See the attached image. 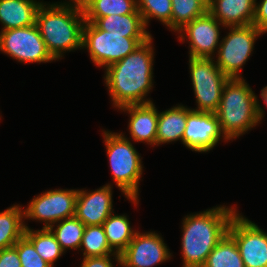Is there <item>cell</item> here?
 Returning <instances> with one entry per match:
<instances>
[{
  "mask_svg": "<svg viewBox=\"0 0 267 267\" xmlns=\"http://www.w3.org/2000/svg\"><path fill=\"white\" fill-rule=\"evenodd\" d=\"M229 28L231 31L217 48L216 64L229 78H241L239 70L252 54L256 37L263 32L252 24Z\"/></svg>",
  "mask_w": 267,
  "mask_h": 267,
  "instance_id": "8",
  "label": "cell"
},
{
  "mask_svg": "<svg viewBox=\"0 0 267 267\" xmlns=\"http://www.w3.org/2000/svg\"><path fill=\"white\" fill-rule=\"evenodd\" d=\"M57 228L53 232V228H49L55 235L56 240L60 244L63 251L66 248L78 249L84 234L85 225L76 217L65 218L58 222Z\"/></svg>",
  "mask_w": 267,
  "mask_h": 267,
  "instance_id": "28",
  "label": "cell"
},
{
  "mask_svg": "<svg viewBox=\"0 0 267 267\" xmlns=\"http://www.w3.org/2000/svg\"><path fill=\"white\" fill-rule=\"evenodd\" d=\"M0 267H21L20 258L14 246L0 251Z\"/></svg>",
  "mask_w": 267,
  "mask_h": 267,
  "instance_id": "32",
  "label": "cell"
},
{
  "mask_svg": "<svg viewBox=\"0 0 267 267\" xmlns=\"http://www.w3.org/2000/svg\"><path fill=\"white\" fill-rule=\"evenodd\" d=\"M136 4L146 27L150 18H157L171 28V0H136Z\"/></svg>",
  "mask_w": 267,
  "mask_h": 267,
  "instance_id": "29",
  "label": "cell"
},
{
  "mask_svg": "<svg viewBox=\"0 0 267 267\" xmlns=\"http://www.w3.org/2000/svg\"><path fill=\"white\" fill-rule=\"evenodd\" d=\"M171 31H179L187 23L208 11V0H171Z\"/></svg>",
  "mask_w": 267,
  "mask_h": 267,
  "instance_id": "26",
  "label": "cell"
},
{
  "mask_svg": "<svg viewBox=\"0 0 267 267\" xmlns=\"http://www.w3.org/2000/svg\"><path fill=\"white\" fill-rule=\"evenodd\" d=\"M25 228L24 236L34 245L37 253L53 267L54 262L64 253L55 235L50 229L33 231L27 225Z\"/></svg>",
  "mask_w": 267,
  "mask_h": 267,
  "instance_id": "25",
  "label": "cell"
},
{
  "mask_svg": "<svg viewBox=\"0 0 267 267\" xmlns=\"http://www.w3.org/2000/svg\"><path fill=\"white\" fill-rule=\"evenodd\" d=\"M164 240L155 232H136L127 248L119 255L120 266L153 267L170 258Z\"/></svg>",
  "mask_w": 267,
  "mask_h": 267,
  "instance_id": "13",
  "label": "cell"
},
{
  "mask_svg": "<svg viewBox=\"0 0 267 267\" xmlns=\"http://www.w3.org/2000/svg\"><path fill=\"white\" fill-rule=\"evenodd\" d=\"M152 37L133 52L106 69L105 84L115 107L148 104L145 96L152 88L153 49Z\"/></svg>",
  "mask_w": 267,
  "mask_h": 267,
  "instance_id": "1",
  "label": "cell"
},
{
  "mask_svg": "<svg viewBox=\"0 0 267 267\" xmlns=\"http://www.w3.org/2000/svg\"><path fill=\"white\" fill-rule=\"evenodd\" d=\"M121 110L128 111L130 114L129 131L131 137L136 142H147L150 145H156V133L158 124V111L155 105L137 104L126 105Z\"/></svg>",
  "mask_w": 267,
  "mask_h": 267,
  "instance_id": "17",
  "label": "cell"
},
{
  "mask_svg": "<svg viewBox=\"0 0 267 267\" xmlns=\"http://www.w3.org/2000/svg\"><path fill=\"white\" fill-rule=\"evenodd\" d=\"M187 122V107L178 105L158 112L156 145L182 140Z\"/></svg>",
  "mask_w": 267,
  "mask_h": 267,
  "instance_id": "20",
  "label": "cell"
},
{
  "mask_svg": "<svg viewBox=\"0 0 267 267\" xmlns=\"http://www.w3.org/2000/svg\"><path fill=\"white\" fill-rule=\"evenodd\" d=\"M203 267H245L237 243L229 233L213 248Z\"/></svg>",
  "mask_w": 267,
  "mask_h": 267,
  "instance_id": "24",
  "label": "cell"
},
{
  "mask_svg": "<svg viewBox=\"0 0 267 267\" xmlns=\"http://www.w3.org/2000/svg\"><path fill=\"white\" fill-rule=\"evenodd\" d=\"M151 37H124L98 29L93 23L85 22L82 48H87L95 65L108 67L122 60L140 44Z\"/></svg>",
  "mask_w": 267,
  "mask_h": 267,
  "instance_id": "6",
  "label": "cell"
},
{
  "mask_svg": "<svg viewBox=\"0 0 267 267\" xmlns=\"http://www.w3.org/2000/svg\"><path fill=\"white\" fill-rule=\"evenodd\" d=\"M80 248L84 252V258L118 254L110 248L102 225L85 227Z\"/></svg>",
  "mask_w": 267,
  "mask_h": 267,
  "instance_id": "27",
  "label": "cell"
},
{
  "mask_svg": "<svg viewBox=\"0 0 267 267\" xmlns=\"http://www.w3.org/2000/svg\"><path fill=\"white\" fill-rule=\"evenodd\" d=\"M23 218L24 212L19 205L0 212V251L12 247L24 236L26 228Z\"/></svg>",
  "mask_w": 267,
  "mask_h": 267,
  "instance_id": "22",
  "label": "cell"
},
{
  "mask_svg": "<svg viewBox=\"0 0 267 267\" xmlns=\"http://www.w3.org/2000/svg\"><path fill=\"white\" fill-rule=\"evenodd\" d=\"M41 4L34 0H0L2 31L34 25Z\"/></svg>",
  "mask_w": 267,
  "mask_h": 267,
  "instance_id": "18",
  "label": "cell"
},
{
  "mask_svg": "<svg viewBox=\"0 0 267 267\" xmlns=\"http://www.w3.org/2000/svg\"><path fill=\"white\" fill-rule=\"evenodd\" d=\"M13 246L17 249L21 267H52L37 253L34 245L25 236Z\"/></svg>",
  "mask_w": 267,
  "mask_h": 267,
  "instance_id": "30",
  "label": "cell"
},
{
  "mask_svg": "<svg viewBox=\"0 0 267 267\" xmlns=\"http://www.w3.org/2000/svg\"><path fill=\"white\" fill-rule=\"evenodd\" d=\"M212 59H189L192 85L198 103L197 109H193L195 111L215 113L220 104L223 87L229 79Z\"/></svg>",
  "mask_w": 267,
  "mask_h": 267,
  "instance_id": "7",
  "label": "cell"
},
{
  "mask_svg": "<svg viewBox=\"0 0 267 267\" xmlns=\"http://www.w3.org/2000/svg\"><path fill=\"white\" fill-rule=\"evenodd\" d=\"M112 187L107 184L96 191L78 190L75 216L85 225H103L113 213Z\"/></svg>",
  "mask_w": 267,
  "mask_h": 267,
  "instance_id": "15",
  "label": "cell"
},
{
  "mask_svg": "<svg viewBox=\"0 0 267 267\" xmlns=\"http://www.w3.org/2000/svg\"><path fill=\"white\" fill-rule=\"evenodd\" d=\"M219 25H222L209 11L187 23L180 32V41L188 37L190 57L211 58L219 47ZM183 32V33H182ZM184 34V35H183Z\"/></svg>",
  "mask_w": 267,
  "mask_h": 267,
  "instance_id": "14",
  "label": "cell"
},
{
  "mask_svg": "<svg viewBox=\"0 0 267 267\" xmlns=\"http://www.w3.org/2000/svg\"><path fill=\"white\" fill-rule=\"evenodd\" d=\"M98 29L124 37H151L144 24L141 14L109 15L100 18H85Z\"/></svg>",
  "mask_w": 267,
  "mask_h": 267,
  "instance_id": "19",
  "label": "cell"
},
{
  "mask_svg": "<svg viewBox=\"0 0 267 267\" xmlns=\"http://www.w3.org/2000/svg\"><path fill=\"white\" fill-rule=\"evenodd\" d=\"M256 0H208V11L226 27L250 25Z\"/></svg>",
  "mask_w": 267,
  "mask_h": 267,
  "instance_id": "16",
  "label": "cell"
},
{
  "mask_svg": "<svg viewBox=\"0 0 267 267\" xmlns=\"http://www.w3.org/2000/svg\"><path fill=\"white\" fill-rule=\"evenodd\" d=\"M84 18H100L109 15L140 14L136 0H79Z\"/></svg>",
  "mask_w": 267,
  "mask_h": 267,
  "instance_id": "21",
  "label": "cell"
},
{
  "mask_svg": "<svg viewBox=\"0 0 267 267\" xmlns=\"http://www.w3.org/2000/svg\"><path fill=\"white\" fill-rule=\"evenodd\" d=\"M104 142L113 180L127 199L138 204L142 162L132 143L123 134L104 131Z\"/></svg>",
  "mask_w": 267,
  "mask_h": 267,
  "instance_id": "5",
  "label": "cell"
},
{
  "mask_svg": "<svg viewBox=\"0 0 267 267\" xmlns=\"http://www.w3.org/2000/svg\"><path fill=\"white\" fill-rule=\"evenodd\" d=\"M102 226L110 248L119 255L127 248L136 233L132 230L127 216L114 215V212Z\"/></svg>",
  "mask_w": 267,
  "mask_h": 267,
  "instance_id": "23",
  "label": "cell"
},
{
  "mask_svg": "<svg viewBox=\"0 0 267 267\" xmlns=\"http://www.w3.org/2000/svg\"><path fill=\"white\" fill-rule=\"evenodd\" d=\"M263 112L257 96L242 77L228 79L215 112L223 135L228 140L255 127L264 117Z\"/></svg>",
  "mask_w": 267,
  "mask_h": 267,
  "instance_id": "4",
  "label": "cell"
},
{
  "mask_svg": "<svg viewBox=\"0 0 267 267\" xmlns=\"http://www.w3.org/2000/svg\"><path fill=\"white\" fill-rule=\"evenodd\" d=\"M115 256L117 263L120 265L119 254H109L100 257H85L83 258L81 267H113L110 256Z\"/></svg>",
  "mask_w": 267,
  "mask_h": 267,
  "instance_id": "33",
  "label": "cell"
},
{
  "mask_svg": "<svg viewBox=\"0 0 267 267\" xmlns=\"http://www.w3.org/2000/svg\"><path fill=\"white\" fill-rule=\"evenodd\" d=\"M228 233L237 243L245 267H267V233L239 215L231 219Z\"/></svg>",
  "mask_w": 267,
  "mask_h": 267,
  "instance_id": "11",
  "label": "cell"
},
{
  "mask_svg": "<svg viewBox=\"0 0 267 267\" xmlns=\"http://www.w3.org/2000/svg\"><path fill=\"white\" fill-rule=\"evenodd\" d=\"M252 25L263 33L267 32V0H261V3L258 5L255 3V13Z\"/></svg>",
  "mask_w": 267,
  "mask_h": 267,
  "instance_id": "31",
  "label": "cell"
},
{
  "mask_svg": "<svg viewBox=\"0 0 267 267\" xmlns=\"http://www.w3.org/2000/svg\"><path fill=\"white\" fill-rule=\"evenodd\" d=\"M261 97L263 98L265 104L267 105V86L264 87V88L261 90Z\"/></svg>",
  "mask_w": 267,
  "mask_h": 267,
  "instance_id": "34",
  "label": "cell"
},
{
  "mask_svg": "<svg viewBox=\"0 0 267 267\" xmlns=\"http://www.w3.org/2000/svg\"><path fill=\"white\" fill-rule=\"evenodd\" d=\"M39 6L36 21L40 35L51 56L56 60L62 52L82 48L85 18L79 0ZM72 3V4H71Z\"/></svg>",
  "mask_w": 267,
  "mask_h": 267,
  "instance_id": "3",
  "label": "cell"
},
{
  "mask_svg": "<svg viewBox=\"0 0 267 267\" xmlns=\"http://www.w3.org/2000/svg\"><path fill=\"white\" fill-rule=\"evenodd\" d=\"M0 50L20 62H50L49 53L36 24L0 32Z\"/></svg>",
  "mask_w": 267,
  "mask_h": 267,
  "instance_id": "9",
  "label": "cell"
},
{
  "mask_svg": "<svg viewBox=\"0 0 267 267\" xmlns=\"http://www.w3.org/2000/svg\"><path fill=\"white\" fill-rule=\"evenodd\" d=\"M77 194L75 189L49 190L32 199L23 210L24 217L44 221L45 229L53 228L54 223L75 216Z\"/></svg>",
  "mask_w": 267,
  "mask_h": 267,
  "instance_id": "10",
  "label": "cell"
},
{
  "mask_svg": "<svg viewBox=\"0 0 267 267\" xmlns=\"http://www.w3.org/2000/svg\"><path fill=\"white\" fill-rule=\"evenodd\" d=\"M222 134V135H221ZM223 136L219 119L213 112H201L187 108V122L182 143L192 151H210Z\"/></svg>",
  "mask_w": 267,
  "mask_h": 267,
  "instance_id": "12",
  "label": "cell"
},
{
  "mask_svg": "<svg viewBox=\"0 0 267 267\" xmlns=\"http://www.w3.org/2000/svg\"><path fill=\"white\" fill-rule=\"evenodd\" d=\"M235 208L219 206L198 214L187 215L183 220V267H203L208 255L228 233Z\"/></svg>",
  "mask_w": 267,
  "mask_h": 267,
  "instance_id": "2",
  "label": "cell"
}]
</instances>
